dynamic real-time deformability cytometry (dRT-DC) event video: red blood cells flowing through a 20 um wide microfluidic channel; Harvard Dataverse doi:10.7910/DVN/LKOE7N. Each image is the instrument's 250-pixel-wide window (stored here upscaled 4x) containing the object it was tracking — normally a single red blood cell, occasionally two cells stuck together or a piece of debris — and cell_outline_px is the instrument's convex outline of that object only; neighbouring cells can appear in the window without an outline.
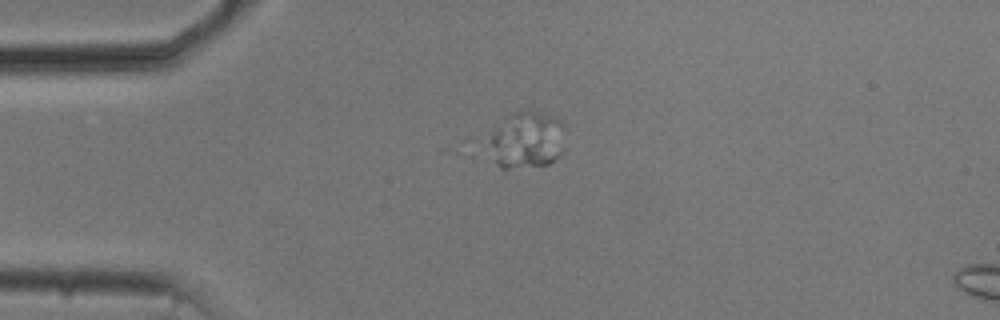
{"species": "common noctule bat (a hibernating species)", "species_latin": "Nyctalus noctula", "temperature_condition": "cold", "stored_images_in_passage": 5, "camera_frame_rate_fps": 3000, "um_per_image_px": 0.085, "animal": {"sex": "male", "body_mass_g": 20.5, "forearm_length_mm": 52.5}, "frame": {"image": 1, "passage_image": 1, "time_ms": 0.0, "image_size_px": [1000, 320], "cell_outline_px": [[564, 152], [560, 156], [548, 164], [504, 172], [492, 160], [492, 132], [496, 128], [516, 112], [528, 108], [552, 116], [560, 120], [564, 124]], "centroid_in_image_um": [44.84, 11.96], "position_along_channel_um": 40.2, "area_um2": 25.72}}